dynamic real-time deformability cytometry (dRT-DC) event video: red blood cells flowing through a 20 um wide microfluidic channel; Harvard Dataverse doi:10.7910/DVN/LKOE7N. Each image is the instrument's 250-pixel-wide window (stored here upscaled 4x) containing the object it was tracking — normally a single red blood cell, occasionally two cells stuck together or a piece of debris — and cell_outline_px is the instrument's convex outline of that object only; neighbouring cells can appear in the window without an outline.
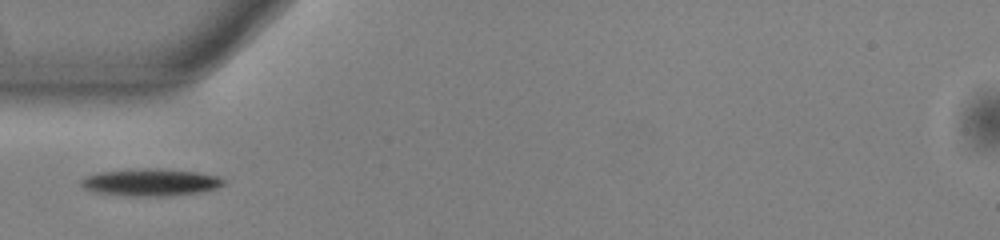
{"species": "common noctule bat (a hibernating species)", "species_latin": "Nyctalus noctula", "temperature_condition": "warm", "stored_images_in_passage": 35, "camera_frame_rate_fps": 3000, "um_per_image_px": 0.085, "animal": {"sex": "male", "body_mass_g": 13.0, "forearm_length_mm": 53.1}, "frame": {"image": 1, "passage_image": 1, "time_ms": 0.0, "image_size_px": [1000, 240], "cell_outline_px": [[224, 184], [216, 188], [204, 192], [172, 196], [132, 196], [96, 192], [84, 188], [80, 184], [80, 180], [84, 176], [100, 172], [136, 168], [160, 168], [200, 172], [220, 176], [224, 180]], "centroid_in_image_um": [12.84, 15.49], "position_along_channel_um": 72.2, "area_um2": 23.0}}
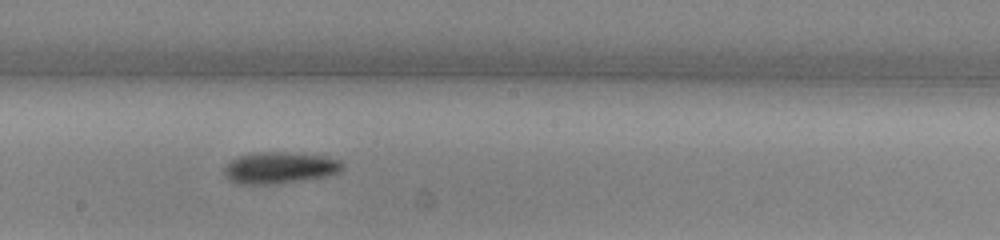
{"frame": {"image": 2, "passage_image": 13, "time_ms": 4.0, "image_size_px": [1000, 240], "cell_outline_px": [[344, 168], [340, 172], [328, 176], [272, 184], [236, 184], [228, 180], [224, 172], [224, 168], [232, 160], [240, 156], [252, 152], [304, 152], [324, 156], [340, 160], [344, 164]], "centroid_in_image_um": [23.81, 14.25], "position_along_channel_um": 224.4, "area_um2": 22.02}}
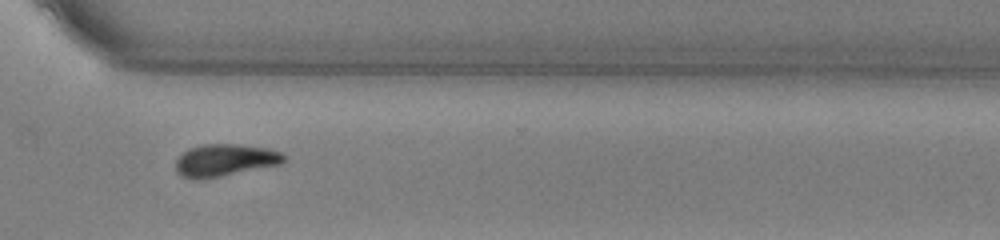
{"frame": {"image": 3, "passage_image": 23, "time_ms": 7.333, "image_size_px": [1000, 240], "cell_outline_px": [[284, 160], [280, 164], [220, 176], [180, 176], [176, 172], [176, 160], [188, 148], [204, 144], [236, 144], [268, 148], [280, 152], [284, 156]], "centroid_in_image_um": [19.13, 13.57], "position_along_channel_um": 351.5, "area_um2": 19.54}}